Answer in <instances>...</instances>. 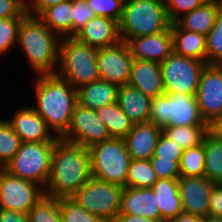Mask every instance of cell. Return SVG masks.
I'll use <instances>...</instances> for the list:
<instances>
[{"instance_id": "1", "label": "cell", "mask_w": 222, "mask_h": 222, "mask_svg": "<svg viewBox=\"0 0 222 222\" xmlns=\"http://www.w3.org/2000/svg\"><path fill=\"white\" fill-rule=\"evenodd\" d=\"M91 178L89 148L58 138L45 194L58 199L72 198Z\"/></svg>"}, {"instance_id": "2", "label": "cell", "mask_w": 222, "mask_h": 222, "mask_svg": "<svg viewBox=\"0 0 222 222\" xmlns=\"http://www.w3.org/2000/svg\"><path fill=\"white\" fill-rule=\"evenodd\" d=\"M35 82L38 107H32L53 134L61 137L70 125L77 101V90L56 74L38 75ZM71 87V88H70Z\"/></svg>"}, {"instance_id": "3", "label": "cell", "mask_w": 222, "mask_h": 222, "mask_svg": "<svg viewBox=\"0 0 222 222\" xmlns=\"http://www.w3.org/2000/svg\"><path fill=\"white\" fill-rule=\"evenodd\" d=\"M57 37L37 16L26 15L22 19L18 30V44L38 75L56 73L54 67L58 65L62 38Z\"/></svg>"}, {"instance_id": "4", "label": "cell", "mask_w": 222, "mask_h": 222, "mask_svg": "<svg viewBox=\"0 0 222 222\" xmlns=\"http://www.w3.org/2000/svg\"><path fill=\"white\" fill-rule=\"evenodd\" d=\"M170 26L164 0H125L119 22L121 41L155 35Z\"/></svg>"}, {"instance_id": "5", "label": "cell", "mask_w": 222, "mask_h": 222, "mask_svg": "<svg viewBox=\"0 0 222 222\" xmlns=\"http://www.w3.org/2000/svg\"><path fill=\"white\" fill-rule=\"evenodd\" d=\"M58 66L55 74L69 82L76 90L100 79L97 49L74 37L61 38Z\"/></svg>"}, {"instance_id": "6", "label": "cell", "mask_w": 222, "mask_h": 222, "mask_svg": "<svg viewBox=\"0 0 222 222\" xmlns=\"http://www.w3.org/2000/svg\"><path fill=\"white\" fill-rule=\"evenodd\" d=\"M92 177L126 187L130 154L124 139L111 138L89 148Z\"/></svg>"}, {"instance_id": "7", "label": "cell", "mask_w": 222, "mask_h": 222, "mask_svg": "<svg viewBox=\"0 0 222 222\" xmlns=\"http://www.w3.org/2000/svg\"><path fill=\"white\" fill-rule=\"evenodd\" d=\"M55 142H22L13 159L3 169L45 188L51 173Z\"/></svg>"}, {"instance_id": "8", "label": "cell", "mask_w": 222, "mask_h": 222, "mask_svg": "<svg viewBox=\"0 0 222 222\" xmlns=\"http://www.w3.org/2000/svg\"><path fill=\"white\" fill-rule=\"evenodd\" d=\"M149 122L165 126L207 125L202 119L195 95L164 93L152 98Z\"/></svg>"}, {"instance_id": "9", "label": "cell", "mask_w": 222, "mask_h": 222, "mask_svg": "<svg viewBox=\"0 0 222 222\" xmlns=\"http://www.w3.org/2000/svg\"><path fill=\"white\" fill-rule=\"evenodd\" d=\"M123 188L92 177L72 197L100 220L115 222L121 207Z\"/></svg>"}, {"instance_id": "10", "label": "cell", "mask_w": 222, "mask_h": 222, "mask_svg": "<svg viewBox=\"0 0 222 222\" xmlns=\"http://www.w3.org/2000/svg\"><path fill=\"white\" fill-rule=\"evenodd\" d=\"M206 62L172 52L162 63V79L165 93L196 95L201 73Z\"/></svg>"}, {"instance_id": "11", "label": "cell", "mask_w": 222, "mask_h": 222, "mask_svg": "<svg viewBox=\"0 0 222 222\" xmlns=\"http://www.w3.org/2000/svg\"><path fill=\"white\" fill-rule=\"evenodd\" d=\"M41 187L0 168V209L27 214L45 195Z\"/></svg>"}, {"instance_id": "12", "label": "cell", "mask_w": 222, "mask_h": 222, "mask_svg": "<svg viewBox=\"0 0 222 222\" xmlns=\"http://www.w3.org/2000/svg\"><path fill=\"white\" fill-rule=\"evenodd\" d=\"M60 138L90 148L92 145L112 137L105 123L97 115L96 110L77 102L68 130Z\"/></svg>"}, {"instance_id": "13", "label": "cell", "mask_w": 222, "mask_h": 222, "mask_svg": "<svg viewBox=\"0 0 222 222\" xmlns=\"http://www.w3.org/2000/svg\"><path fill=\"white\" fill-rule=\"evenodd\" d=\"M133 57L125 41L97 49L100 79L123 86L129 83Z\"/></svg>"}, {"instance_id": "14", "label": "cell", "mask_w": 222, "mask_h": 222, "mask_svg": "<svg viewBox=\"0 0 222 222\" xmlns=\"http://www.w3.org/2000/svg\"><path fill=\"white\" fill-rule=\"evenodd\" d=\"M195 96L205 123L222 115V65L206 64Z\"/></svg>"}, {"instance_id": "15", "label": "cell", "mask_w": 222, "mask_h": 222, "mask_svg": "<svg viewBox=\"0 0 222 222\" xmlns=\"http://www.w3.org/2000/svg\"><path fill=\"white\" fill-rule=\"evenodd\" d=\"M216 183L205 176H180L178 190L184 213L207 217L210 196Z\"/></svg>"}, {"instance_id": "16", "label": "cell", "mask_w": 222, "mask_h": 222, "mask_svg": "<svg viewBox=\"0 0 222 222\" xmlns=\"http://www.w3.org/2000/svg\"><path fill=\"white\" fill-rule=\"evenodd\" d=\"M126 43L133 59L162 63L173 52L171 27L155 35L129 39Z\"/></svg>"}, {"instance_id": "17", "label": "cell", "mask_w": 222, "mask_h": 222, "mask_svg": "<svg viewBox=\"0 0 222 222\" xmlns=\"http://www.w3.org/2000/svg\"><path fill=\"white\" fill-rule=\"evenodd\" d=\"M73 37L96 49L112 46L121 41L119 22L112 18L95 16Z\"/></svg>"}, {"instance_id": "18", "label": "cell", "mask_w": 222, "mask_h": 222, "mask_svg": "<svg viewBox=\"0 0 222 222\" xmlns=\"http://www.w3.org/2000/svg\"><path fill=\"white\" fill-rule=\"evenodd\" d=\"M8 121L22 142L56 141L59 138L50 133L45 120L32 107L17 110Z\"/></svg>"}, {"instance_id": "19", "label": "cell", "mask_w": 222, "mask_h": 222, "mask_svg": "<svg viewBox=\"0 0 222 222\" xmlns=\"http://www.w3.org/2000/svg\"><path fill=\"white\" fill-rule=\"evenodd\" d=\"M162 132V128L152 122L133 124L123 138L130 158L150 160Z\"/></svg>"}, {"instance_id": "20", "label": "cell", "mask_w": 222, "mask_h": 222, "mask_svg": "<svg viewBox=\"0 0 222 222\" xmlns=\"http://www.w3.org/2000/svg\"><path fill=\"white\" fill-rule=\"evenodd\" d=\"M119 214L137 215L148 219H162L157 196L152 188H123Z\"/></svg>"}, {"instance_id": "21", "label": "cell", "mask_w": 222, "mask_h": 222, "mask_svg": "<svg viewBox=\"0 0 222 222\" xmlns=\"http://www.w3.org/2000/svg\"><path fill=\"white\" fill-rule=\"evenodd\" d=\"M128 84L151 98L163 95L165 92L160 63L133 59Z\"/></svg>"}, {"instance_id": "22", "label": "cell", "mask_w": 222, "mask_h": 222, "mask_svg": "<svg viewBox=\"0 0 222 222\" xmlns=\"http://www.w3.org/2000/svg\"><path fill=\"white\" fill-rule=\"evenodd\" d=\"M152 98L126 84L119 86L117 104L133 124L149 122Z\"/></svg>"}, {"instance_id": "23", "label": "cell", "mask_w": 222, "mask_h": 222, "mask_svg": "<svg viewBox=\"0 0 222 222\" xmlns=\"http://www.w3.org/2000/svg\"><path fill=\"white\" fill-rule=\"evenodd\" d=\"M222 0L205 1L201 6L180 17L176 23L184 30L207 35L212 29Z\"/></svg>"}, {"instance_id": "24", "label": "cell", "mask_w": 222, "mask_h": 222, "mask_svg": "<svg viewBox=\"0 0 222 222\" xmlns=\"http://www.w3.org/2000/svg\"><path fill=\"white\" fill-rule=\"evenodd\" d=\"M172 47L175 54L206 62V36L182 29L171 23Z\"/></svg>"}, {"instance_id": "25", "label": "cell", "mask_w": 222, "mask_h": 222, "mask_svg": "<svg viewBox=\"0 0 222 222\" xmlns=\"http://www.w3.org/2000/svg\"><path fill=\"white\" fill-rule=\"evenodd\" d=\"M118 88L119 86L114 83L98 79L77 89V101L87 108L96 110L116 102Z\"/></svg>"}, {"instance_id": "26", "label": "cell", "mask_w": 222, "mask_h": 222, "mask_svg": "<svg viewBox=\"0 0 222 222\" xmlns=\"http://www.w3.org/2000/svg\"><path fill=\"white\" fill-rule=\"evenodd\" d=\"M152 189L157 196L161 218L169 221L183 213L178 179H158Z\"/></svg>"}, {"instance_id": "27", "label": "cell", "mask_w": 222, "mask_h": 222, "mask_svg": "<svg viewBox=\"0 0 222 222\" xmlns=\"http://www.w3.org/2000/svg\"><path fill=\"white\" fill-rule=\"evenodd\" d=\"M72 0H66L45 9L38 18L59 36L73 37ZM62 34V35H60Z\"/></svg>"}, {"instance_id": "28", "label": "cell", "mask_w": 222, "mask_h": 222, "mask_svg": "<svg viewBox=\"0 0 222 222\" xmlns=\"http://www.w3.org/2000/svg\"><path fill=\"white\" fill-rule=\"evenodd\" d=\"M99 118L105 123L112 138H124L132 129L133 123L114 102L96 109Z\"/></svg>"}, {"instance_id": "29", "label": "cell", "mask_w": 222, "mask_h": 222, "mask_svg": "<svg viewBox=\"0 0 222 222\" xmlns=\"http://www.w3.org/2000/svg\"><path fill=\"white\" fill-rule=\"evenodd\" d=\"M162 131L185 150L203 144L204 137L207 134V125L165 126Z\"/></svg>"}, {"instance_id": "30", "label": "cell", "mask_w": 222, "mask_h": 222, "mask_svg": "<svg viewBox=\"0 0 222 222\" xmlns=\"http://www.w3.org/2000/svg\"><path fill=\"white\" fill-rule=\"evenodd\" d=\"M205 172L204 176L214 183H222V141L205 135Z\"/></svg>"}, {"instance_id": "31", "label": "cell", "mask_w": 222, "mask_h": 222, "mask_svg": "<svg viewBox=\"0 0 222 222\" xmlns=\"http://www.w3.org/2000/svg\"><path fill=\"white\" fill-rule=\"evenodd\" d=\"M158 177L150 160L131 159L127 172L126 187L152 188Z\"/></svg>"}, {"instance_id": "32", "label": "cell", "mask_w": 222, "mask_h": 222, "mask_svg": "<svg viewBox=\"0 0 222 222\" xmlns=\"http://www.w3.org/2000/svg\"><path fill=\"white\" fill-rule=\"evenodd\" d=\"M22 140L8 120L0 119V168L9 163L20 149Z\"/></svg>"}, {"instance_id": "33", "label": "cell", "mask_w": 222, "mask_h": 222, "mask_svg": "<svg viewBox=\"0 0 222 222\" xmlns=\"http://www.w3.org/2000/svg\"><path fill=\"white\" fill-rule=\"evenodd\" d=\"M180 176L203 177L205 172L204 143L185 149L179 163Z\"/></svg>"}, {"instance_id": "34", "label": "cell", "mask_w": 222, "mask_h": 222, "mask_svg": "<svg viewBox=\"0 0 222 222\" xmlns=\"http://www.w3.org/2000/svg\"><path fill=\"white\" fill-rule=\"evenodd\" d=\"M27 214L29 222H62L59 199L46 194Z\"/></svg>"}, {"instance_id": "35", "label": "cell", "mask_w": 222, "mask_h": 222, "mask_svg": "<svg viewBox=\"0 0 222 222\" xmlns=\"http://www.w3.org/2000/svg\"><path fill=\"white\" fill-rule=\"evenodd\" d=\"M206 63L222 65V8L212 29L206 35Z\"/></svg>"}, {"instance_id": "36", "label": "cell", "mask_w": 222, "mask_h": 222, "mask_svg": "<svg viewBox=\"0 0 222 222\" xmlns=\"http://www.w3.org/2000/svg\"><path fill=\"white\" fill-rule=\"evenodd\" d=\"M62 222H100L101 220L82 208L73 198L59 199Z\"/></svg>"}, {"instance_id": "37", "label": "cell", "mask_w": 222, "mask_h": 222, "mask_svg": "<svg viewBox=\"0 0 222 222\" xmlns=\"http://www.w3.org/2000/svg\"><path fill=\"white\" fill-rule=\"evenodd\" d=\"M23 18H0V55L18 43V30Z\"/></svg>"}, {"instance_id": "38", "label": "cell", "mask_w": 222, "mask_h": 222, "mask_svg": "<svg viewBox=\"0 0 222 222\" xmlns=\"http://www.w3.org/2000/svg\"><path fill=\"white\" fill-rule=\"evenodd\" d=\"M96 16L112 18L120 22L125 0H86Z\"/></svg>"}, {"instance_id": "39", "label": "cell", "mask_w": 222, "mask_h": 222, "mask_svg": "<svg viewBox=\"0 0 222 222\" xmlns=\"http://www.w3.org/2000/svg\"><path fill=\"white\" fill-rule=\"evenodd\" d=\"M205 1L206 0H164L169 21L171 23L176 22L182 15L193 11Z\"/></svg>"}, {"instance_id": "40", "label": "cell", "mask_w": 222, "mask_h": 222, "mask_svg": "<svg viewBox=\"0 0 222 222\" xmlns=\"http://www.w3.org/2000/svg\"><path fill=\"white\" fill-rule=\"evenodd\" d=\"M183 151L182 147L162 132L153 156L166 160L180 161Z\"/></svg>"}, {"instance_id": "41", "label": "cell", "mask_w": 222, "mask_h": 222, "mask_svg": "<svg viewBox=\"0 0 222 222\" xmlns=\"http://www.w3.org/2000/svg\"><path fill=\"white\" fill-rule=\"evenodd\" d=\"M150 162L158 179H178L180 177V161L166 160L152 156Z\"/></svg>"}, {"instance_id": "42", "label": "cell", "mask_w": 222, "mask_h": 222, "mask_svg": "<svg viewBox=\"0 0 222 222\" xmlns=\"http://www.w3.org/2000/svg\"><path fill=\"white\" fill-rule=\"evenodd\" d=\"M73 7V36L95 17L94 11L89 7L86 0H72Z\"/></svg>"}, {"instance_id": "43", "label": "cell", "mask_w": 222, "mask_h": 222, "mask_svg": "<svg viewBox=\"0 0 222 222\" xmlns=\"http://www.w3.org/2000/svg\"><path fill=\"white\" fill-rule=\"evenodd\" d=\"M26 9L16 0H0V18L25 17Z\"/></svg>"}, {"instance_id": "44", "label": "cell", "mask_w": 222, "mask_h": 222, "mask_svg": "<svg viewBox=\"0 0 222 222\" xmlns=\"http://www.w3.org/2000/svg\"><path fill=\"white\" fill-rule=\"evenodd\" d=\"M208 216L222 217V183H216L212 190Z\"/></svg>"}, {"instance_id": "45", "label": "cell", "mask_w": 222, "mask_h": 222, "mask_svg": "<svg viewBox=\"0 0 222 222\" xmlns=\"http://www.w3.org/2000/svg\"><path fill=\"white\" fill-rule=\"evenodd\" d=\"M63 1L66 0H31V2L28 3L26 13L27 15L38 17L45 9Z\"/></svg>"}, {"instance_id": "46", "label": "cell", "mask_w": 222, "mask_h": 222, "mask_svg": "<svg viewBox=\"0 0 222 222\" xmlns=\"http://www.w3.org/2000/svg\"><path fill=\"white\" fill-rule=\"evenodd\" d=\"M0 222H29L28 214L0 209Z\"/></svg>"}, {"instance_id": "47", "label": "cell", "mask_w": 222, "mask_h": 222, "mask_svg": "<svg viewBox=\"0 0 222 222\" xmlns=\"http://www.w3.org/2000/svg\"><path fill=\"white\" fill-rule=\"evenodd\" d=\"M207 133L213 138L222 141V115L207 124Z\"/></svg>"}, {"instance_id": "48", "label": "cell", "mask_w": 222, "mask_h": 222, "mask_svg": "<svg viewBox=\"0 0 222 222\" xmlns=\"http://www.w3.org/2000/svg\"><path fill=\"white\" fill-rule=\"evenodd\" d=\"M115 222H167L163 219H148L137 215L118 214Z\"/></svg>"}, {"instance_id": "49", "label": "cell", "mask_w": 222, "mask_h": 222, "mask_svg": "<svg viewBox=\"0 0 222 222\" xmlns=\"http://www.w3.org/2000/svg\"><path fill=\"white\" fill-rule=\"evenodd\" d=\"M167 222H204V218L183 212Z\"/></svg>"}, {"instance_id": "50", "label": "cell", "mask_w": 222, "mask_h": 222, "mask_svg": "<svg viewBox=\"0 0 222 222\" xmlns=\"http://www.w3.org/2000/svg\"><path fill=\"white\" fill-rule=\"evenodd\" d=\"M204 222H222V217L220 216H207L204 218Z\"/></svg>"}, {"instance_id": "51", "label": "cell", "mask_w": 222, "mask_h": 222, "mask_svg": "<svg viewBox=\"0 0 222 222\" xmlns=\"http://www.w3.org/2000/svg\"><path fill=\"white\" fill-rule=\"evenodd\" d=\"M20 5H22L25 9L28 8V3L25 0H16Z\"/></svg>"}]
</instances>
